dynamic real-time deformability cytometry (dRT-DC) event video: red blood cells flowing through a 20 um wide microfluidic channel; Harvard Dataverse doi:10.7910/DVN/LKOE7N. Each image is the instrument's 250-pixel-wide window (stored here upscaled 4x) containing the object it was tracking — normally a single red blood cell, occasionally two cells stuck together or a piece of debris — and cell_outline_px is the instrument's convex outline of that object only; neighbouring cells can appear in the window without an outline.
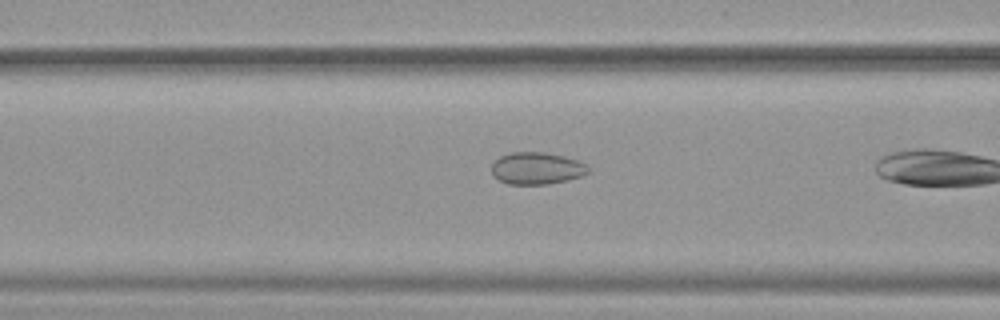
{"species": "common noctule bat (a hibernating species)", "species_latin": "Nyctalus noctula", "temperature_condition": "warm", "stored_images_in_passage": 7, "camera_frame_rate_fps": 3000, "um_per_image_px": 0.085, "animal": {"sex": "female", "body_mass_g": 19.9}, "frame": {"image": 1, "passage_image": 6, "time_ms": 1.667, "image_size_px": [1000, 320], "cell_outline_px": [[592, 168], [588, 172], [580, 176], [568, 180], [548, 184], [508, 184], [492, 176], [492, 164], [500, 156], [512, 152], [544, 152], [564, 156], [588, 164]], "centroid_in_image_um": [45.64, 14.3], "position_along_channel_um": 121.0, "area_um2": 18.15}}